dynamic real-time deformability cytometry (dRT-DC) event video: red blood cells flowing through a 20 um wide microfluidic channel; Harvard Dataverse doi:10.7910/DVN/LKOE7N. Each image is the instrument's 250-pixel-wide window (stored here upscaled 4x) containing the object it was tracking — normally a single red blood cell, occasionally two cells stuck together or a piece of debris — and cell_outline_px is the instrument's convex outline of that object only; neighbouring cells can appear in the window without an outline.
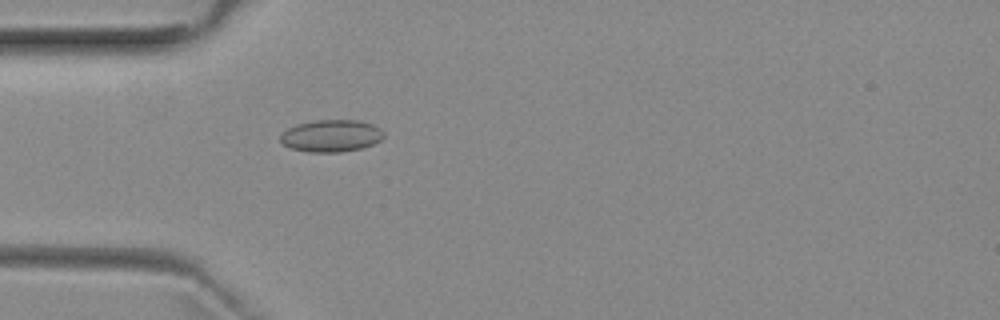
{"species": "common noctule bat (a hibernating species)", "species_latin": "Nyctalus noctula", "temperature_condition": "room temperature", "stored_images_in_passage": 45, "camera_frame_rate_fps": 3000, "um_per_image_px": 0.085, "animal": {"sex": "female", "body_mass_g": 29.2, "forearm_length_mm": 56.3}, "frame": {"image": 1, "passage_image": 8, "time_ms": 2.333, "image_size_px": [1000, 320], "cell_outline_px": [[384, 136], [380, 140], [372, 144], [360, 148], [340, 152], [308, 152], [292, 148], [284, 144], [280, 140], [280, 136], [288, 128], [296, 124], [312, 120], [360, 120], [372, 124], [380, 128], [384, 132]], "centroid_in_image_um": [28.16, 11.53], "position_along_channel_um": 56.8, "area_um2": 19.31}}
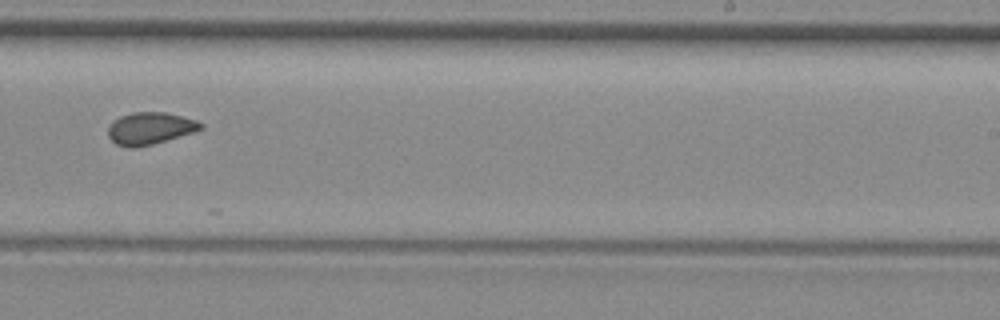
{"frame": {"image": 2, "passage_image": 25, "time_ms": 8.0, "image_size_px": [1000, 320], "cell_outline_px": [[204, 124], [200, 128], [192, 132], [152, 144], [136, 148], [128, 148], [116, 144], [108, 136], [108, 124], [120, 116], [132, 112], [164, 112], [196, 120]], "centroid_in_image_um": [12.68, 10.91], "position_along_channel_um": 276.3, "area_um2": 17.17}}
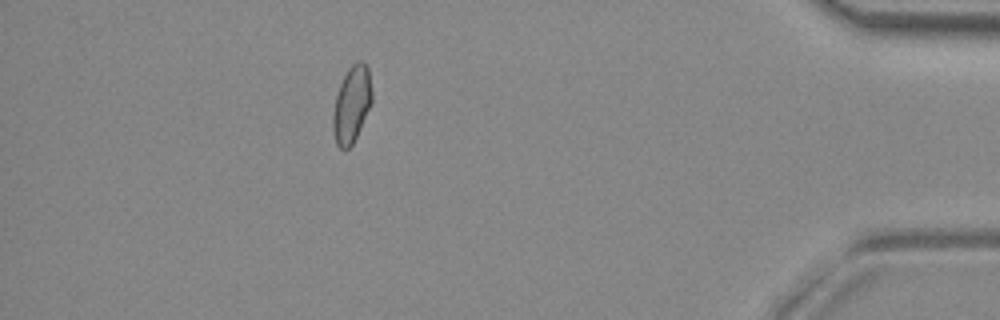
{"frame": {"image": 3, "passage_image": 39, "time_ms": 12.667, "image_size_px": [1000, 320], "cell_outline_px": [[372, 100], [356, 136], [352, 144], [344, 152], [336, 144], [332, 128], [332, 116], [336, 96], [340, 84], [348, 68], [356, 60], [364, 60], [368, 68], [372, 92]], "centroid_in_image_um": [29.88, 8.85], "position_along_channel_um": 405.3, "area_um2": 17.34}, "authors_computed_cell_mechanics": {"area_um2": 17.34, "velocity_mm_per_s": 3.9502, "shape_relaxation_time_tau1_ms": null, "shape_relaxation_time_tau2_ms": 6.775, "deformation_change_tau1": null, "deformation_change_tau2": 0.0862}}